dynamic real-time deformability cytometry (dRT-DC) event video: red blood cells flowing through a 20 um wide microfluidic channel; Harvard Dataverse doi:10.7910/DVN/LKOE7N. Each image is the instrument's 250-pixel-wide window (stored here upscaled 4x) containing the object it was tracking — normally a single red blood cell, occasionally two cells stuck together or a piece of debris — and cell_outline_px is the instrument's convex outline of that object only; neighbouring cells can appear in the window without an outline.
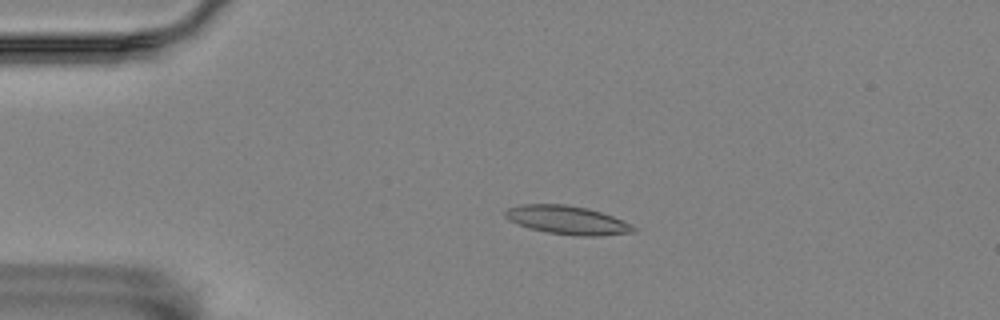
{"species": "Egyptian fruit bat (a non-hibernating species)", "species_latin": "Rousettus aegyptiacus", "temperature_condition": "room temperature", "stored_images_in_passage": 4, "camera_frame_rate_fps": 3000, "um_per_image_px": 0.085, "animal": {"sex": "female"}, "frame": {"image": 1, "passage_image": 3, "time_ms": 0.667, "image_size_px": [1000, 320], "cell_outline_px": [[636, 232], [600, 236], [576, 236], [548, 232], [528, 228], [516, 224], [508, 220], [504, 216], [504, 212], [508, 208], [520, 204], [564, 204], [588, 208], [612, 216], [632, 224], [636, 228]], "centroid_in_image_um": [48.21, 18.71], "position_along_channel_um": 36.8, "area_um2": 21.5}}